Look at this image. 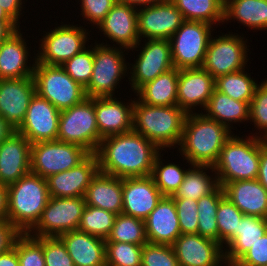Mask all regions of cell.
Wrapping results in <instances>:
<instances>
[{
	"mask_svg": "<svg viewBox=\"0 0 267 266\" xmlns=\"http://www.w3.org/2000/svg\"><path fill=\"white\" fill-rule=\"evenodd\" d=\"M35 94L33 77L0 79V116L17 129Z\"/></svg>",
	"mask_w": 267,
	"mask_h": 266,
	"instance_id": "17",
	"label": "cell"
},
{
	"mask_svg": "<svg viewBox=\"0 0 267 266\" xmlns=\"http://www.w3.org/2000/svg\"><path fill=\"white\" fill-rule=\"evenodd\" d=\"M143 8L137 12L139 37L169 40L185 21L171 0Z\"/></svg>",
	"mask_w": 267,
	"mask_h": 266,
	"instance_id": "15",
	"label": "cell"
},
{
	"mask_svg": "<svg viewBox=\"0 0 267 266\" xmlns=\"http://www.w3.org/2000/svg\"><path fill=\"white\" fill-rule=\"evenodd\" d=\"M215 89V78L203 68L180 69L177 105L189 114L192 106L206 107Z\"/></svg>",
	"mask_w": 267,
	"mask_h": 266,
	"instance_id": "22",
	"label": "cell"
},
{
	"mask_svg": "<svg viewBox=\"0 0 267 266\" xmlns=\"http://www.w3.org/2000/svg\"><path fill=\"white\" fill-rule=\"evenodd\" d=\"M168 0H117V2L119 3H123V4H129L131 6H140V5H144V6H149V5H153L156 3H161V2H165Z\"/></svg>",
	"mask_w": 267,
	"mask_h": 266,
	"instance_id": "58",
	"label": "cell"
},
{
	"mask_svg": "<svg viewBox=\"0 0 267 266\" xmlns=\"http://www.w3.org/2000/svg\"><path fill=\"white\" fill-rule=\"evenodd\" d=\"M162 197L151 176L123 178L124 214L145 220Z\"/></svg>",
	"mask_w": 267,
	"mask_h": 266,
	"instance_id": "21",
	"label": "cell"
},
{
	"mask_svg": "<svg viewBox=\"0 0 267 266\" xmlns=\"http://www.w3.org/2000/svg\"><path fill=\"white\" fill-rule=\"evenodd\" d=\"M143 246L105 241L106 266H141Z\"/></svg>",
	"mask_w": 267,
	"mask_h": 266,
	"instance_id": "42",
	"label": "cell"
},
{
	"mask_svg": "<svg viewBox=\"0 0 267 266\" xmlns=\"http://www.w3.org/2000/svg\"><path fill=\"white\" fill-rule=\"evenodd\" d=\"M178 77L179 70L176 68L160 74L136 91L137 96L139 95L138 100L153 106L177 105Z\"/></svg>",
	"mask_w": 267,
	"mask_h": 266,
	"instance_id": "30",
	"label": "cell"
},
{
	"mask_svg": "<svg viewBox=\"0 0 267 266\" xmlns=\"http://www.w3.org/2000/svg\"><path fill=\"white\" fill-rule=\"evenodd\" d=\"M266 232L267 219L244 215L239 221L237 236L228 244L229 250H225L224 263L232 266Z\"/></svg>",
	"mask_w": 267,
	"mask_h": 266,
	"instance_id": "31",
	"label": "cell"
},
{
	"mask_svg": "<svg viewBox=\"0 0 267 266\" xmlns=\"http://www.w3.org/2000/svg\"><path fill=\"white\" fill-rule=\"evenodd\" d=\"M260 165V137L242 139L231 136L221 149L219 158L213 166L218 184L257 179Z\"/></svg>",
	"mask_w": 267,
	"mask_h": 266,
	"instance_id": "5",
	"label": "cell"
},
{
	"mask_svg": "<svg viewBox=\"0 0 267 266\" xmlns=\"http://www.w3.org/2000/svg\"><path fill=\"white\" fill-rule=\"evenodd\" d=\"M84 31L86 30L73 25L55 27L41 40L43 51L39 53L36 61L47 65L61 66L86 48L87 36Z\"/></svg>",
	"mask_w": 267,
	"mask_h": 266,
	"instance_id": "13",
	"label": "cell"
},
{
	"mask_svg": "<svg viewBox=\"0 0 267 266\" xmlns=\"http://www.w3.org/2000/svg\"><path fill=\"white\" fill-rule=\"evenodd\" d=\"M181 234H198L197 201L189 198H173Z\"/></svg>",
	"mask_w": 267,
	"mask_h": 266,
	"instance_id": "46",
	"label": "cell"
},
{
	"mask_svg": "<svg viewBox=\"0 0 267 266\" xmlns=\"http://www.w3.org/2000/svg\"><path fill=\"white\" fill-rule=\"evenodd\" d=\"M21 232L9 221H0V254L9 251Z\"/></svg>",
	"mask_w": 267,
	"mask_h": 266,
	"instance_id": "51",
	"label": "cell"
},
{
	"mask_svg": "<svg viewBox=\"0 0 267 266\" xmlns=\"http://www.w3.org/2000/svg\"><path fill=\"white\" fill-rule=\"evenodd\" d=\"M7 220V186L0 184V221Z\"/></svg>",
	"mask_w": 267,
	"mask_h": 266,
	"instance_id": "56",
	"label": "cell"
},
{
	"mask_svg": "<svg viewBox=\"0 0 267 266\" xmlns=\"http://www.w3.org/2000/svg\"><path fill=\"white\" fill-rule=\"evenodd\" d=\"M49 199L47 180L30 172L7 186V220L21 233H28Z\"/></svg>",
	"mask_w": 267,
	"mask_h": 266,
	"instance_id": "3",
	"label": "cell"
},
{
	"mask_svg": "<svg viewBox=\"0 0 267 266\" xmlns=\"http://www.w3.org/2000/svg\"><path fill=\"white\" fill-rule=\"evenodd\" d=\"M57 140L74 143L89 153H96L102 138L99 136L94 98L87 97L60 112Z\"/></svg>",
	"mask_w": 267,
	"mask_h": 266,
	"instance_id": "7",
	"label": "cell"
},
{
	"mask_svg": "<svg viewBox=\"0 0 267 266\" xmlns=\"http://www.w3.org/2000/svg\"><path fill=\"white\" fill-rule=\"evenodd\" d=\"M36 94L48 100L59 111L71 108L87 98L85 88L74 81L58 65H47L35 60L33 72Z\"/></svg>",
	"mask_w": 267,
	"mask_h": 266,
	"instance_id": "6",
	"label": "cell"
},
{
	"mask_svg": "<svg viewBox=\"0 0 267 266\" xmlns=\"http://www.w3.org/2000/svg\"><path fill=\"white\" fill-rule=\"evenodd\" d=\"M26 46V42L18 30L0 44V79L33 76L35 64L27 67L26 62L29 55H27Z\"/></svg>",
	"mask_w": 267,
	"mask_h": 266,
	"instance_id": "29",
	"label": "cell"
},
{
	"mask_svg": "<svg viewBox=\"0 0 267 266\" xmlns=\"http://www.w3.org/2000/svg\"><path fill=\"white\" fill-rule=\"evenodd\" d=\"M249 119L255 127L263 129L264 139H267V80L257 86L254 97L250 102Z\"/></svg>",
	"mask_w": 267,
	"mask_h": 266,
	"instance_id": "47",
	"label": "cell"
},
{
	"mask_svg": "<svg viewBox=\"0 0 267 266\" xmlns=\"http://www.w3.org/2000/svg\"><path fill=\"white\" fill-rule=\"evenodd\" d=\"M13 20H0V44L4 42L13 32L19 30Z\"/></svg>",
	"mask_w": 267,
	"mask_h": 266,
	"instance_id": "54",
	"label": "cell"
},
{
	"mask_svg": "<svg viewBox=\"0 0 267 266\" xmlns=\"http://www.w3.org/2000/svg\"><path fill=\"white\" fill-rule=\"evenodd\" d=\"M179 266H219L223 246L199 234H181L172 244Z\"/></svg>",
	"mask_w": 267,
	"mask_h": 266,
	"instance_id": "19",
	"label": "cell"
},
{
	"mask_svg": "<svg viewBox=\"0 0 267 266\" xmlns=\"http://www.w3.org/2000/svg\"><path fill=\"white\" fill-rule=\"evenodd\" d=\"M116 216L104 209L86 205L78 230L106 240L113 228Z\"/></svg>",
	"mask_w": 267,
	"mask_h": 266,
	"instance_id": "39",
	"label": "cell"
},
{
	"mask_svg": "<svg viewBox=\"0 0 267 266\" xmlns=\"http://www.w3.org/2000/svg\"><path fill=\"white\" fill-rule=\"evenodd\" d=\"M94 63V48L83 49L77 55L64 62L61 67L76 82L84 88L91 80Z\"/></svg>",
	"mask_w": 267,
	"mask_h": 266,
	"instance_id": "44",
	"label": "cell"
},
{
	"mask_svg": "<svg viewBox=\"0 0 267 266\" xmlns=\"http://www.w3.org/2000/svg\"><path fill=\"white\" fill-rule=\"evenodd\" d=\"M133 106L119 102L115 97H95L94 109L99 136L104 137L133 131Z\"/></svg>",
	"mask_w": 267,
	"mask_h": 266,
	"instance_id": "24",
	"label": "cell"
},
{
	"mask_svg": "<svg viewBox=\"0 0 267 266\" xmlns=\"http://www.w3.org/2000/svg\"><path fill=\"white\" fill-rule=\"evenodd\" d=\"M203 113L186 116L180 149L191 165L214 166L231 130ZM182 144V145H181Z\"/></svg>",
	"mask_w": 267,
	"mask_h": 266,
	"instance_id": "2",
	"label": "cell"
},
{
	"mask_svg": "<svg viewBox=\"0 0 267 266\" xmlns=\"http://www.w3.org/2000/svg\"><path fill=\"white\" fill-rule=\"evenodd\" d=\"M224 196L223 187L219 185L212 193L197 201L198 234L218 243L219 233L216 215L219 202Z\"/></svg>",
	"mask_w": 267,
	"mask_h": 266,
	"instance_id": "36",
	"label": "cell"
},
{
	"mask_svg": "<svg viewBox=\"0 0 267 266\" xmlns=\"http://www.w3.org/2000/svg\"><path fill=\"white\" fill-rule=\"evenodd\" d=\"M102 45L96 44L94 48L92 77L85 87L86 96L91 98L113 97L117 82L127 71L123 52L116 48L107 47L108 45Z\"/></svg>",
	"mask_w": 267,
	"mask_h": 266,
	"instance_id": "11",
	"label": "cell"
},
{
	"mask_svg": "<svg viewBox=\"0 0 267 266\" xmlns=\"http://www.w3.org/2000/svg\"><path fill=\"white\" fill-rule=\"evenodd\" d=\"M148 40L132 67L131 85L134 91H137L147 82L154 80L160 74L174 68L169 40Z\"/></svg>",
	"mask_w": 267,
	"mask_h": 266,
	"instance_id": "16",
	"label": "cell"
},
{
	"mask_svg": "<svg viewBox=\"0 0 267 266\" xmlns=\"http://www.w3.org/2000/svg\"><path fill=\"white\" fill-rule=\"evenodd\" d=\"M89 154L74 143L59 140L36 142L30 147L31 173L46 179L50 175L76 167Z\"/></svg>",
	"mask_w": 267,
	"mask_h": 266,
	"instance_id": "9",
	"label": "cell"
},
{
	"mask_svg": "<svg viewBox=\"0 0 267 266\" xmlns=\"http://www.w3.org/2000/svg\"><path fill=\"white\" fill-rule=\"evenodd\" d=\"M243 70L217 77L215 89L234 100L250 103L258 85Z\"/></svg>",
	"mask_w": 267,
	"mask_h": 266,
	"instance_id": "37",
	"label": "cell"
},
{
	"mask_svg": "<svg viewBox=\"0 0 267 266\" xmlns=\"http://www.w3.org/2000/svg\"><path fill=\"white\" fill-rule=\"evenodd\" d=\"M232 18L253 29H267V0H225L224 21Z\"/></svg>",
	"mask_w": 267,
	"mask_h": 266,
	"instance_id": "33",
	"label": "cell"
},
{
	"mask_svg": "<svg viewBox=\"0 0 267 266\" xmlns=\"http://www.w3.org/2000/svg\"><path fill=\"white\" fill-rule=\"evenodd\" d=\"M141 266H179L172 245L147 242L142 248Z\"/></svg>",
	"mask_w": 267,
	"mask_h": 266,
	"instance_id": "45",
	"label": "cell"
},
{
	"mask_svg": "<svg viewBox=\"0 0 267 266\" xmlns=\"http://www.w3.org/2000/svg\"><path fill=\"white\" fill-rule=\"evenodd\" d=\"M84 199L86 205L101 208L116 215L122 213L123 178L98 171L87 187Z\"/></svg>",
	"mask_w": 267,
	"mask_h": 266,
	"instance_id": "28",
	"label": "cell"
},
{
	"mask_svg": "<svg viewBox=\"0 0 267 266\" xmlns=\"http://www.w3.org/2000/svg\"><path fill=\"white\" fill-rule=\"evenodd\" d=\"M159 148L134 131L104 137L96 151L99 171L118 178L152 173Z\"/></svg>",
	"mask_w": 267,
	"mask_h": 266,
	"instance_id": "1",
	"label": "cell"
},
{
	"mask_svg": "<svg viewBox=\"0 0 267 266\" xmlns=\"http://www.w3.org/2000/svg\"><path fill=\"white\" fill-rule=\"evenodd\" d=\"M16 129L0 116V143L9 137Z\"/></svg>",
	"mask_w": 267,
	"mask_h": 266,
	"instance_id": "57",
	"label": "cell"
},
{
	"mask_svg": "<svg viewBox=\"0 0 267 266\" xmlns=\"http://www.w3.org/2000/svg\"><path fill=\"white\" fill-rule=\"evenodd\" d=\"M74 266H106L105 239L73 230L58 236Z\"/></svg>",
	"mask_w": 267,
	"mask_h": 266,
	"instance_id": "26",
	"label": "cell"
},
{
	"mask_svg": "<svg viewBox=\"0 0 267 266\" xmlns=\"http://www.w3.org/2000/svg\"><path fill=\"white\" fill-rule=\"evenodd\" d=\"M186 116L178 105L153 106L134 101L133 131L159 149L180 145Z\"/></svg>",
	"mask_w": 267,
	"mask_h": 266,
	"instance_id": "4",
	"label": "cell"
},
{
	"mask_svg": "<svg viewBox=\"0 0 267 266\" xmlns=\"http://www.w3.org/2000/svg\"><path fill=\"white\" fill-rule=\"evenodd\" d=\"M244 214L226 196H224L217 208V224L219 233V243L229 244L236 236L239 221Z\"/></svg>",
	"mask_w": 267,
	"mask_h": 266,
	"instance_id": "41",
	"label": "cell"
},
{
	"mask_svg": "<svg viewBox=\"0 0 267 266\" xmlns=\"http://www.w3.org/2000/svg\"><path fill=\"white\" fill-rule=\"evenodd\" d=\"M136 10L134 6L117 2L99 24V28L106 37L124 49L137 48L141 37L138 34Z\"/></svg>",
	"mask_w": 267,
	"mask_h": 266,
	"instance_id": "23",
	"label": "cell"
},
{
	"mask_svg": "<svg viewBox=\"0 0 267 266\" xmlns=\"http://www.w3.org/2000/svg\"><path fill=\"white\" fill-rule=\"evenodd\" d=\"M0 266H20L19 258L14 247L0 254Z\"/></svg>",
	"mask_w": 267,
	"mask_h": 266,
	"instance_id": "55",
	"label": "cell"
},
{
	"mask_svg": "<svg viewBox=\"0 0 267 266\" xmlns=\"http://www.w3.org/2000/svg\"><path fill=\"white\" fill-rule=\"evenodd\" d=\"M223 190L244 215L267 219V190L257 179L228 182Z\"/></svg>",
	"mask_w": 267,
	"mask_h": 266,
	"instance_id": "27",
	"label": "cell"
},
{
	"mask_svg": "<svg viewBox=\"0 0 267 266\" xmlns=\"http://www.w3.org/2000/svg\"><path fill=\"white\" fill-rule=\"evenodd\" d=\"M98 171L97 156L90 153L76 167L46 178L50 197H84Z\"/></svg>",
	"mask_w": 267,
	"mask_h": 266,
	"instance_id": "18",
	"label": "cell"
},
{
	"mask_svg": "<svg viewBox=\"0 0 267 266\" xmlns=\"http://www.w3.org/2000/svg\"><path fill=\"white\" fill-rule=\"evenodd\" d=\"M82 14L95 25H99L117 0H81Z\"/></svg>",
	"mask_w": 267,
	"mask_h": 266,
	"instance_id": "50",
	"label": "cell"
},
{
	"mask_svg": "<svg viewBox=\"0 0 267 266\" xmlns=\"http://www.w3.org/2000/svg\"><path fill=\"white\" fill-rule=\"evenodd\" d=\"M43 254L46 266H74L73 260L59 237H43Z\"/></svg>",
	"mask_w": 267,
	"mask_h": 266,
	"instance_id": "48",
	"label": "cell"
},
{
	"mask_svg": "<svg viewBox=\"0 0 267 266\" xmlns=\"http://www.w3.org/2000/svg\"><path fill=\"white\" fill-rule=\"evenodd\" d=\"M160 154L155 158L151 177L155 185L163 196L171 197L180 187L183 182L187 170L180 169L179 166L169 163L167 165L161 164ZM163 165V166H161Z\"/></svg>",
	"mask_w": 267,
	"mask_h": 266,
	"instance_id": "40",
	"label": "cell"
},
{
	"mask_svg": "<svg viewBox=\"0 0 267 266\" xmlns=\"http://www.w3.org/2000/svg\"><path fill=\"white\" fill-rule=\"evenodd\" d=\"M235 35H222L217 39L211 38L207 47L202 68L215 79L221 75L234 73L244 69L247 64V45Z\"/></svg>",
	"mask_w": 267,
	"mask_h": 266,
	"instance_id": "12",
	"label": "cell"
},
{
	"mask_svg": "<svg viewBox=\"0 0 267 266\" xmlns=\"http://www.w3.org/2000/svg\"><path fill=\"white\" fill-rule=\"evenodd\" d=\"M211 24L184 21L170 37L174 68H202L211 37Z\"/></svg>",
	"mask_w": 267,
	"mask_h": 266,
	"instance_id": "8",
	"label": "cell"
},
{
	"mask_svg": "<svg viewBox=\"0 0 267 266\" xmlns=\"http://www.w3.org/2000/svg\"><path fill=\"white\" fill-rule=\"evenodd\" d=\"M149 243L172 245L181 235L178 216L172 197L163 196L144 220Z\"/></svg>",
	"mask_w": 267,
	"mask_h": 266,
	"instance_id": "25",
	"label": "cell"
},
{
	"mask_svg": "<svg viewBox=\"0 0 267 266\" xmlns=\"http://www.w3.org/2000/svg\"><path fill=\"white\" fill-rule=\"evenodd\" d=\"M85 206L84 197H50L40 219L28 234L34 229L33 237H58L78 230Z\"/></svg>",
	"mask_w": 267,
	"mask_h": 266,
	"instance_id": "10",
	"label": "cell"
},
{
	"mask_svg": "<svg viewBox=\"0 0 267 266\" xmlns=\"http://www.w3.org/2000/svg\"><path fill=\"white\" fill-rule=\"evenodd\" d=\"M260 135V165L257 180L267 190V142Z\"/></svg>",
	"mask_w": 267,
	"mask_h": 266,
	"instance_id": "52",
	"label": "cell"
},
{
	"mask_svg": "<svg viewBox=\"0 0 267 266\" xmlns=\"http://www.w3.org/2000/svg\"><path fill=\"white\" fill-rule=\"evenodd\" d=\"M232 266H267V232Z\"/></svg>",
	"mask_w": 267,
	"mask_h": 266,
	"instance_id": "49",
	"label": "cell"
},
{
	"mask_svg": "<svg viewBox=\"0 0 267 266\" xmlns=\"http://www.w3.org/2000/svg\"><path fill=\"white\" fill-rule=\"evenodd\" d=\"M60 112L48 100L35 94L23 122L16 131L25 136L31 144L57 140Z\"/></svg>",
	"mask_w": 267,
	"mask_h": 266,
	"instance_id": "14",
	"label": "cell"
},
{
	"mask_svg": "<svg viewBox=\"0 0 267 266\" xmlns=\"http://www.w3.org/2000/svg\"><path fill=\"white\" fill-rule=\"evenodd\" d=\"M22 0H0V6L6 14L17 24L20 18Z\"/></svg>",
	"mask_w": 267,
	"mask_h": 266,
	"instance_id": "53",
	"label": "cell"
},
{
	"mask_svg": "<svg viewBox=\"0 0 267 266\" xmlns=\"http://www.w3.org/2000/svg\"><path fill=\"white\" fill-rule=\"evenodd\" d=\"M30 147L17 131L0 143V184L8 186L31 172Z\"/></svg>",
	"mask_w": 267,
	"mask_h": 266,
	"instance_id": "20",
	"label": "cell"
},
{
	"mask_svg": "<svg viewBox=\"0 0 267 266\" xmlns=\"http://www.w3.org/2000/svg\"><path fill=\"white\" fill-rule=\"evenodd\" d=\"M105 241L145 245L148 241L144 220L124 213L118 214L113 228Z\"/></svg>",
	"mask_w": 267,
	"mask_h": 266,
	"instance_id": "38",
	"label": "cell"
},
{
	"mask_svg": "<svg viewBox=\"0 0 267 266\" xmlns=\"http://www.w3.org/2000/svg\"><path fill=\"white\" fill-rule=\"evenodd\" d=\"M13 247L16 249L20 266H46L43 254V237L21 233Z\"/></svg>",
	"mask_w": 267,
	"mask_h": 266,
	"instance_id": "43",
	"label": "cell"
},
{
	"mask_svg": "<svg viewBox=\"0 0 267 266\" xmlns=\"http://www.w3.org/2000/svg\"><path fill=\"white\" fill-rule=\"evenodd\" d=\"M195 168V169H194ZM210 168L214 171L212 166L193 165V169H189L180 187L175 192L172 198H189L198 201L201 197L212 193L218 186V180L215 175V180L203 172V169Z\"/></svg>",
	"mask_w": 267,
	"mask_h": 266,
	"instance_id": "35",
	"label": "cell"
},
{
	"mask_svg": "<svg viewBox=\"0 0 267 266\" xmlns=\"http://www.w3.org/2000/svg\"><path fill=\"white\" fill-rule=\"evenodd\" d=\"M207 114H204L208 118L214 119L220 124L230 128L229 122H242L249 119V102H241L234 100L230 96H227L216 89L206 107L204 108ZM229 123V124H228Z\"/></svg>",
	"mask_w": 267,
	"mask_h": 266,
	"instance_id": "32",
	"label": "cell"
},
{
	"mask_svg": "<svg viewBox=\"0 0 267 266\" xmlns=\"http://www.w3.org/2000/svg\"><path fill=\"white\" fill-rule=\"evenodd\" d=\"M182 13L185 21L213 25L224 21L225 0H171Z\"/></svg>",
	"mask_w": 267,
	"mask_h": 266,
	"instance_id": "34",
	"label": "cell"
},
{
	"mask_svg": "<svg viewBox=\"0 0 267 266\" xmlns=\"http://www.w3.org/2000/svg\"><path fill=\"white\" fill-rule=\"evenodd\" d=\"M0 20H12L0 6Z\"/></svg>",
	"mask_w": 267,
	"mask_h": 266,
	"instance_id": "59",
	"label": "cell"
}]
</instances>
